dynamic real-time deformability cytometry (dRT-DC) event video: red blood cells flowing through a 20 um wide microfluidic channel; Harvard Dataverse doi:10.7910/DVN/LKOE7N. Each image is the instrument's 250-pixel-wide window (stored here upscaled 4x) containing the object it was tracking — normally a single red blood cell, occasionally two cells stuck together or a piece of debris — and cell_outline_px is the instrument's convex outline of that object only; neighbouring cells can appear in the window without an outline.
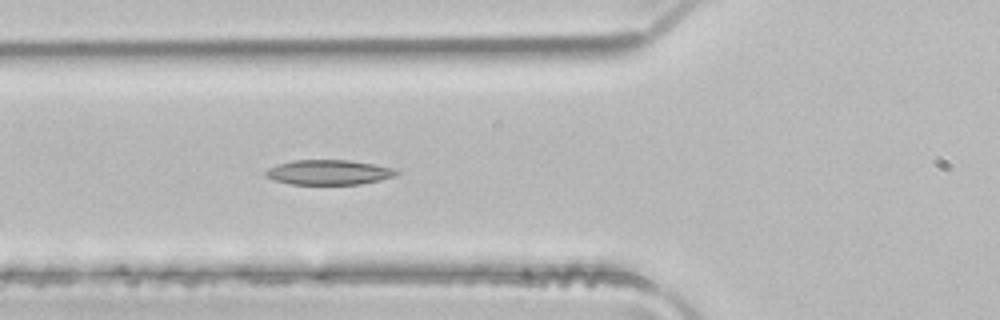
{"species": "common noctule bat (a hibernating species)", "species_latin": "Nyctalus noctula", "temperature_condition": "room temperature", "stored_images_in_passage": 4, "camera_frame_rate_fps": 3000, "um_per_image_px": 0.085, "animal": {"sex": "male", "body_mass_g": 21.5, "forearm_length_mm": 52.0}, "frame": {"image": 1, "passage_image": 4, "time_ms": 1.0, "image_size_px": [1000, 320], "cell_outline_px": [[400, 172], [396, 176], [380, 180], [360, 184], [292, 184], [272, 180], [264, 176], [264, 172], [268, 168], [276, 164], [292, 160], [348, 160], [372, 164], [392, 168]], "centroid_in_image_um": [27.89, 14.64], "position_along_channel_um": 97.9, "area_um2": 19.02}}